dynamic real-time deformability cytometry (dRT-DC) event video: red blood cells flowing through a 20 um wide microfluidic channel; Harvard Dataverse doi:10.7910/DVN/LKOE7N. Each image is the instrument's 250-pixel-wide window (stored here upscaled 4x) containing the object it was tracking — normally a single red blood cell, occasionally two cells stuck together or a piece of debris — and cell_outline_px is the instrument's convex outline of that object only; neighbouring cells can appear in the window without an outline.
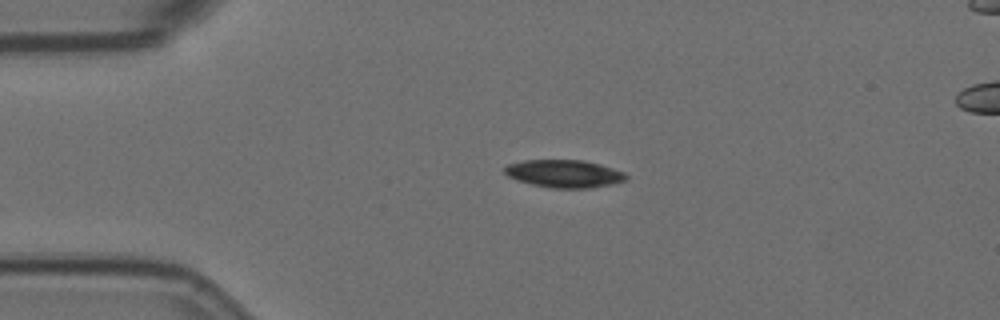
{"species": "Egyptian fruit bat (a non-hibernating species)", "species_latin": "Rousettus aegyptiacus", "temperature_condition": "room temperature", "stored_images_in_passage": 3, "camera_frame_rate_fps": 3000, "um_per_image_px": 0.085, "animal": {"sex": "female"}, "frame": {"image": 1, "passage_image": 1, "time_ms": 0.0, "image_size_px": [1000, 320], "cell_outline_px": [[628, 176], [624, 180], [608, 184], [588, 188], [552, 188], [532, 184], [516, 180], [508, 176], [504, 172], [504, 168], [508, 164], [524, 160], [584, 160], [600, 164], [624, 172]], "centroid_in_image_um": [47.92, 14.75], "position_along_channel_um": 37.1, "area_um2": 19.42}}